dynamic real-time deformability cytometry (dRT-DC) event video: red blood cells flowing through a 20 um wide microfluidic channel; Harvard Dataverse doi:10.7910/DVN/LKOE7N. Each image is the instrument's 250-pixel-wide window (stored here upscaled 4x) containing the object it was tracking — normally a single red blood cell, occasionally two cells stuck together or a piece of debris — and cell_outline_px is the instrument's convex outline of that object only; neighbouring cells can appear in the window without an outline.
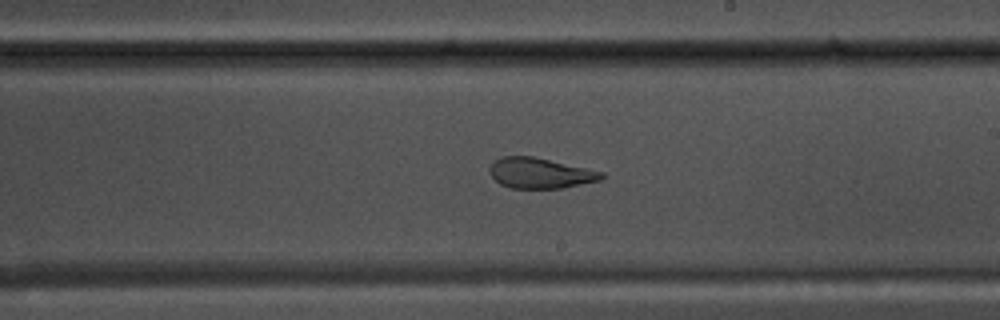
{"species": "common noctule bat (a hibernating species)", "species_latin": "Nyctalus noctula", "temperature_condition": "warm", "stored_images_in_passage": 47, "camera_frame_rate_fps": 3000, "um_per_image_px": 0.085, "animal": {"sex": "male", "body_mass_g": 17.5, "forearm_length_mm": 52.3}, "frame": {"image": 1, "passage_image": 31, "time_ms": 10.0, "image_size_px": [1000, 320], "cell_outline_px": [[604, 176], [600, 180], [560, 188], [512, 188], [500, 184], [492, 176], [488, 168], [500, 156], [532, 156], [604, 172]], "centroid_in_image_um": [45.89, 14.71], "position_along_channel_um": 243.1, "area_um2": 19.59}}
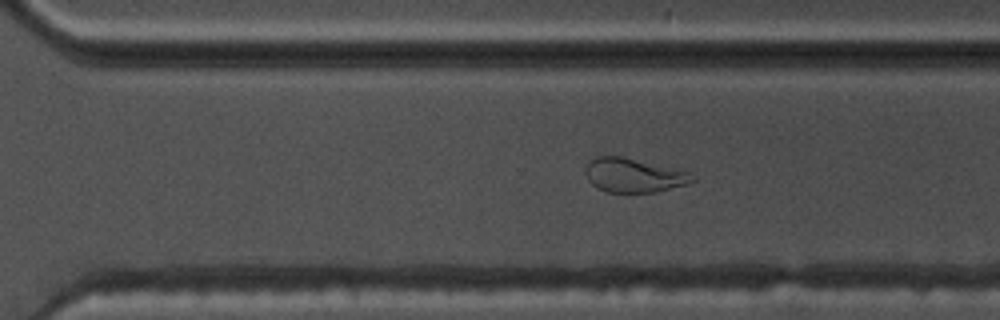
{"frame": {"image": 2, "passage_image": 37, "time_ms": 12.0, "image_size_px": [1000, 320], "cell_outline_px": [[696, 180], [688, 184], [656, 192], [608, 192], [596, 188], [588, 180], [584, 172], [584, 168], [596, 156], [620, 156], [688, 172]], "centroid_in_image_um": [53.82, 14.91], "position_along_channel_um": 316.8, "area_um2": 20.92}}
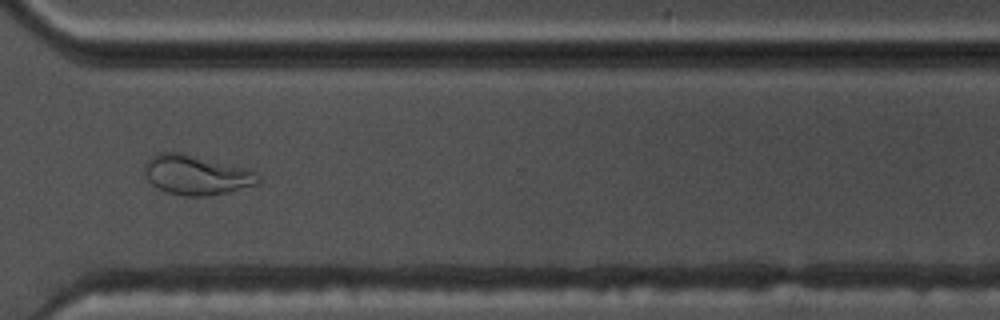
{"frame": {"image": 3, "passage_image": 40, "time_ms": 13.0, "image_size_px": [1000, 320], "cell_outline_px": [[264, 176], [256, 184], [228, 192], [208, 196], [184, 196], [168, 192], [152, 184], [148, 180], [144, 172], [144, 164], [152, 156], [160, 152], [180, 152], [244, 168], [256, 172]], "centroid_in_image_um": [16.69, 14.87], "position_along_channel_um": 353.9, "area_um2": 26.07}, "authors_computed_cell_mechanics": {"area_um2": 23.698, "velocity_mm_per_s": 3.6849, "shape_relaxation_time_tau1_ms": null, "shape_relaxation_time_tau2_ms": 1.2522, "deformation_change_tau1": null, "deformation_change_tau2": 0.0855}}